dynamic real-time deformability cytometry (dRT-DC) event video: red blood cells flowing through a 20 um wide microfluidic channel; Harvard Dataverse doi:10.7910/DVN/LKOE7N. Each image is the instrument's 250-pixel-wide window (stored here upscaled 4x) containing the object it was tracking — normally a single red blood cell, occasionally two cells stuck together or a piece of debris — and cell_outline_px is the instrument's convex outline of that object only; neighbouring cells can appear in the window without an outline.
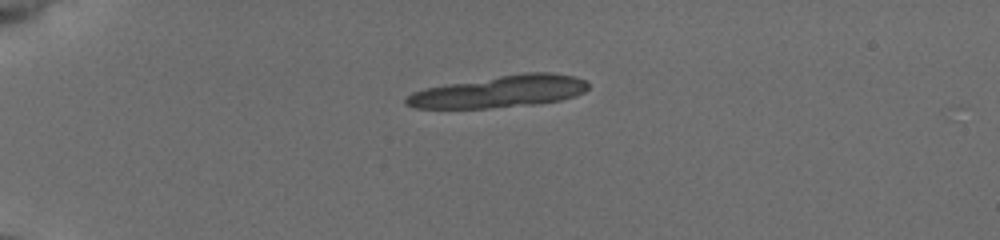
{"species": "common noctule bat (a hibernating species)", "species_latin": "Nyctalus noctula", "temperature_condition": "cold", "stored_images_in_passage": 16, "segment_of_instrument_passage": [1, 2], "camera_frame_rate_fps": 3000, "um_per_image_px": 0.085, "animal": {"sex": "female", "body_mass_g": 19.5, "forearm_length_mm": 54.1}, "frame": {"image": 1, "passage_image": 1, "time_ms": 0.0, "image_size_px": [1000, 240], "cell_outline_px": [[588, 88], [584, 92], [576, 96], [560, 100], [532, 104], [488, 108], [416, 108], [404, 104], [404, 100], [412, 92], [424, 88], [448, 84], [524, 72], [552, 72], [576, 76], [584, 80], [588, 84]], "centroid_in_image_um": [42.48, 7.77], "position_along_channel_um": 42.5, "area_um2": 33.7}}